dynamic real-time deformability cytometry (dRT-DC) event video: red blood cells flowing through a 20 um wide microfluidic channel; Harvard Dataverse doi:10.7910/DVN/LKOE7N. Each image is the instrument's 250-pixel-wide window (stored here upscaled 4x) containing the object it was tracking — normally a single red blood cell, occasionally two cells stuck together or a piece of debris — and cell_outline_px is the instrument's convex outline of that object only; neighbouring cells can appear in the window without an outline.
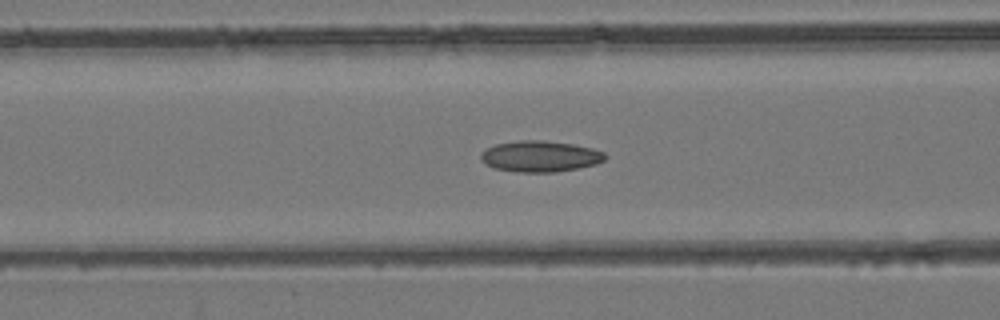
{"species": "common noctule bat (a hibernating species)", "species_latin": "Nyctalus noctula", "temperature_condition": "room temperature", "stored_images_in_passage": 48, "camera_frame_rate_fps": 3000, "um_per_image_px": 0.085, "animal": {"sex": "female", "body_mass_g": 24.6, "forearm_length_mm": 56.2}, "frame": {"image": 1, "passage_image": 20, "time_ms": 6.333, "image_size_px": [1000, 320], "cell_outline_px": [[608, 156], [604, 160], [596, 164], [556, 172], [516, 172], [496, 168], [484, 164], [480, 160], [480, 152], [496, 144], [520, 140], [544, 140], [572, 144], [592, 148], [604, 152]], "centroid_in_image_um": [45.9, 13.28], "position_along_channel_um": 120.7, "area_um2": 22.54}}
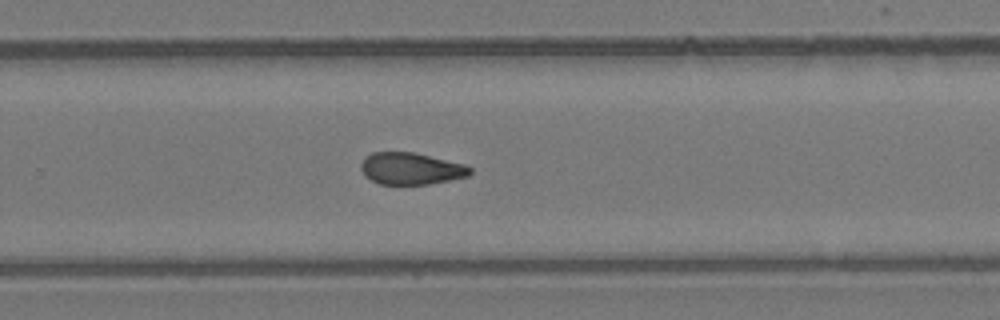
{"frame": {"image": 2, "passage_image": 32, "time_ms": 10.333, "image_size_px": [1000, 320], "cell_outline_px": [[472, 172], [468, 176], [428, 184], [380, 184], [364, 176], [360, 168], [360, 164], [364, 156], [372, 152], [412, 152], [464, 164], [472, 168]], "centroid_in_image_um": [34.88, 14.32], "position_along_channel_um": 294.9, "area_um2": 20.23}}
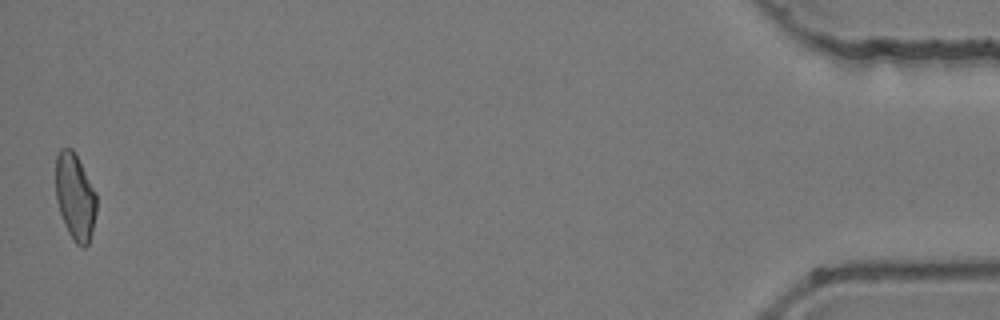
{"frame": {"image": 3, "passage_image": 48, "time_ms": 15.667, "image_size_px": [1000, 320], "cell_outline_px": [[96, 212], [92, 232], [88, 244], [84, 248], [76, 244], [72, 240], [64, 224], [56, 200], [56, 152], [60, 148], [72, 148], [96, 192]], "centroid_in_image_um": [6.37, 16.74], "position_along_channel_um": 428.8, "area_um2": 20.63}}